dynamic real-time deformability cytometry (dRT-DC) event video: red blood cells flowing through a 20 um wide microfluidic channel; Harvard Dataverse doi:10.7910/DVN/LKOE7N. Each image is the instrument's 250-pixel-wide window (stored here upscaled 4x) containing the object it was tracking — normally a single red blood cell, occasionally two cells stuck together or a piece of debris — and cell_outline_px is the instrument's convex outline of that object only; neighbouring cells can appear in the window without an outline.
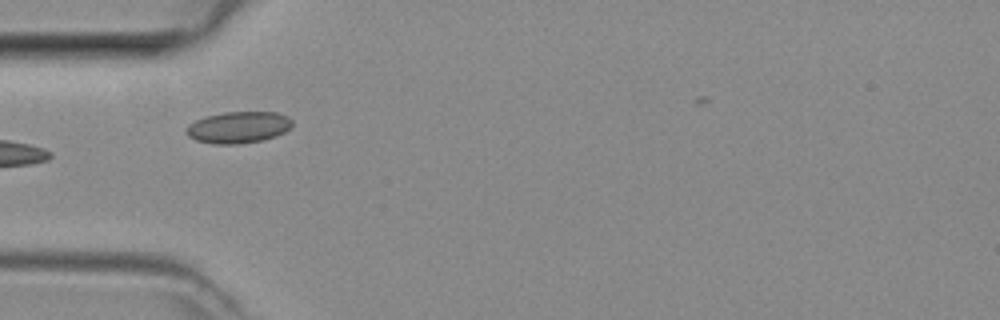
{"species": "common noctule bat (a hibernating species)", "species_latin": "Nyctalus noctula", "temperature_condition": "room temperature", "stored_images_in_passage": 4, "camera_frame_rate_fps": 3000, "um_per_image_px": 0.085, "animal": {"sex": "female", "body_mass_g": 29.2, "forearm_length_mm": 56.3}, "frame": {"image": 1, "passage_image": 4, "time_ms": 1.0, "image_size_px": [1000, 320], "cell_outline_px": [[292, 124], [284, 132], [276, 136], [264, 140], [240, 144], [212, 144], [196, 140], [188, 136], [184, 132], [184, 128], [188, 124], [196, 120], [208, 116], [224, 112], [276, 112], [288, 116], [292, 120]], "centroid_in_image_um": [20.23, 10.83], "position_along_channel_um": 64.8, "area_um2": 19.65}}